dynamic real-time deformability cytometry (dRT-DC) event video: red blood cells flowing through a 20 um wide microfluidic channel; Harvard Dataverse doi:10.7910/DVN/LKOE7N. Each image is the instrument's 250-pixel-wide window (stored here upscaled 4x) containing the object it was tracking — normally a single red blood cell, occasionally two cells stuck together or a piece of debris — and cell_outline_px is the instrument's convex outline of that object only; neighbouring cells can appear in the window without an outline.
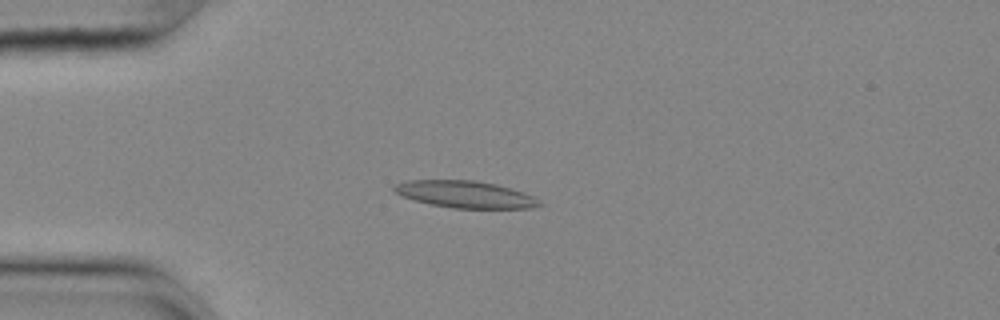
{"species": "common noctule bat (a hibernating species)", "species_latin": "Nyctalus noctula", "temperature_condition": "cold", "stored_images_in_passage": 55, "camera_frame_rate_fps": 3000, "um_per_image_px": 0.085, "animal": {"sex": "female", "body_mass_g": 25.1}, "frame": {"image": 1, "passage_image": 14, "time_ms": 4.333, "image_size_px": [1000, 320], "cell_outline_px": [[544, 204], [532, 208], [452, 208], [432, 204], [400, 196], [392, 188], [396, 184], [408, 180], [476, 180], [496, 184], [524, 192], [532, 196]], "centroid_in_image_um": [39.56, 16.51], "position_along_channel_um": 45.4, "area_um2": 22.72}}
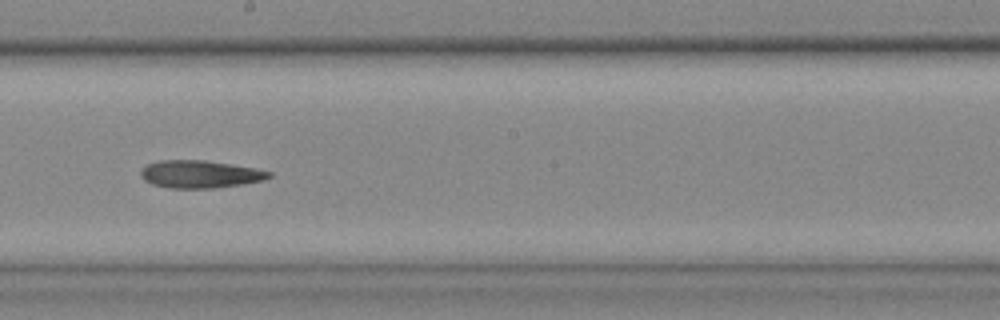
{"frame": {"image": 2, "passage_image": 31, "time_ms": 10.0, "image_size_px": [1000, 320], "cell_outline_px": [[272, 176], [264, 180], [216, 188], [172, 188], [152, 184], [144, 180], [140, 176], [140, 168], [148, 164], [160, 160], [204, 160], [256, 168], [272, 172]], "centroid_in_image_um": [16.98, 14.8], "position_along_channel_um": 231.2, "area_um2": 20.63}}
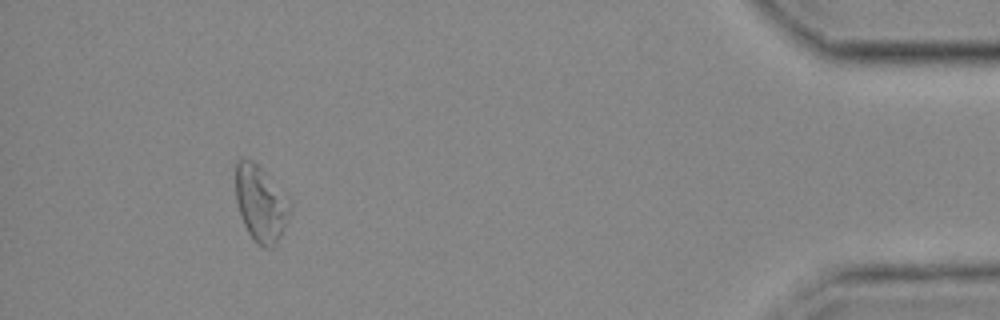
{"frame": {"image": 3, "passage_image": 51, "time_ms": 16.667, "image_size_px": [1000, 320], "cell_outline_px": [[292, 208], [284, 228], [276, 244], [272, 248], [264, 248], [256, 244], [248, 232], [240, 216], [236, 200], [236, 160], [252, 160], [260, 168], [292, 204]], "centroid_in_image_um": [22.15, 17.37], "position_along_channel_um": 413.1, "area_um2": 23.64}}